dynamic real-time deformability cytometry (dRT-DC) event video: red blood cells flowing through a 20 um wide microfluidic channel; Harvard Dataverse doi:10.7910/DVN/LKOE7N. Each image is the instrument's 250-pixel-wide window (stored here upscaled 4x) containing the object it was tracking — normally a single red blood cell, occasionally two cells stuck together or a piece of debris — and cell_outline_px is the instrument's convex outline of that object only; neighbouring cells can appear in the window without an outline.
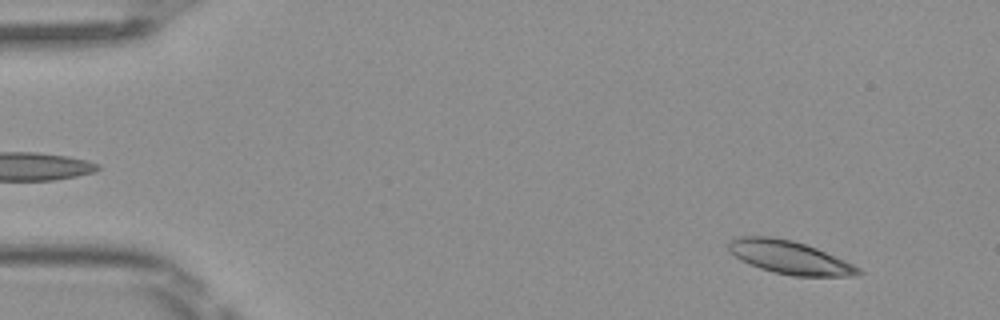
{"species": "Egyptian fruit bat (a non-hibernating species)", "species_latin": "Rousettus aegyptiacus", "temperature_condition": "room temperature", "stored_images_in_passage": 7, "camera_frame_rate_fps": 3000, "um_per_image_px": 0.085, "frame": {"image": 1, "passage_image": 1, "time_ms": 0.0, "image_size_px": [1000, 320], "cell_outline_px": [[864, 272], [852, 276], [792, 276], [760, 268], [740, 260], [728, 248], [728, 244], [736, 236], [772, 236], [792, 240], [816, 248], [844, 260], [860, 268]], "centroid_in_image_um": [67.11, 21.87], "position_along_channel_um": 17.9, "area_um2": 24.8}}
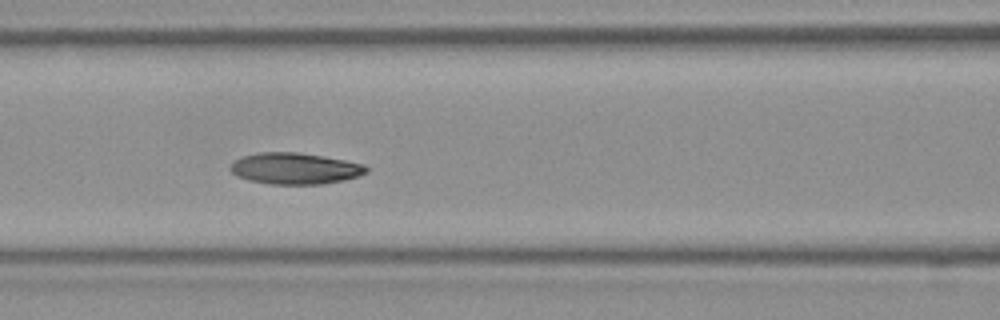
{"frame": {"image": 2, "passage_image": 6, "time_ms": 1.667, "image_size_px": [1000, 320], "cell_outline_px": [[368, 172], [360, 176], [344, 180], [320, 184], [268, 184], [248, 180], [236, 176], [228, 168], [236, 160], [244, 156], [260, 152], [300, 152], [324, 156], [364, 164], [368, 168]], "centroid_in_image_um": [25.09, 14.32], "position_along_channel_um": 141.5, "area_um2": 24.91}}
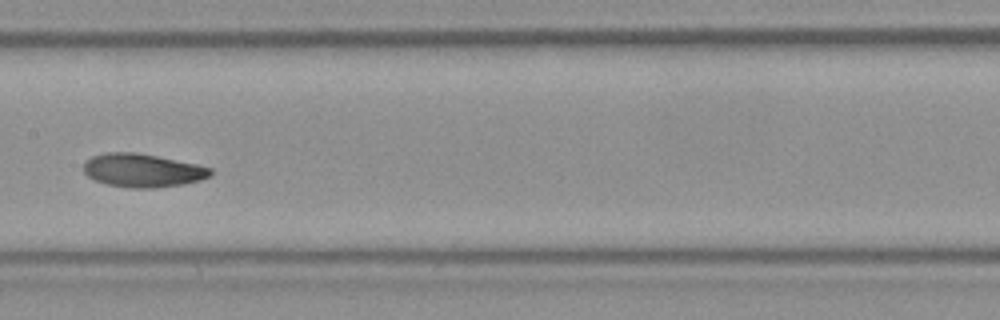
{"frame": {"image": 3, "passage_image": 7, "time_ms": 2.0, "image_size_px": [1000, 320], "cell_outline_px": [[212, 176], [200, 180], [184, 184], [156, 188], [132, 188], [108, 184], [96, 180], [88, 176], [84, 172], [84, 164], [92, 156], [104, 152], [136, 152], [196, 164], [212, 168]], "centroid_in_image_um": [12.14, 14.48], "position_along_channel_um": 195.3, "area_um2": 24.62}}